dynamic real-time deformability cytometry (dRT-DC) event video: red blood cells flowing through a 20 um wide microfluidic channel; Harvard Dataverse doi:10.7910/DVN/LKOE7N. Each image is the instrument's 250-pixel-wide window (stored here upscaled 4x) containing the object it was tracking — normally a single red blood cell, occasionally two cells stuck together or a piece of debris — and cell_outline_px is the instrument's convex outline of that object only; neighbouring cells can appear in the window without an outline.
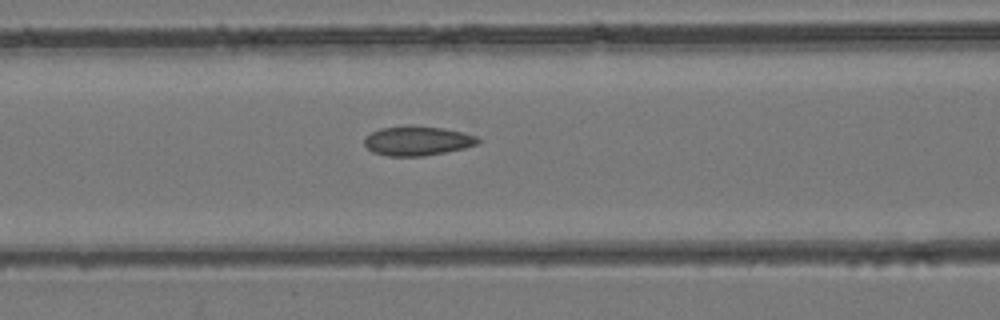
{"species": "common noctule bat (a hibernating species)", "species_latin": "Nyctalus noctula", "temperature_condition": "room temperature", "stored_images_in_passage": 29, "camera_frame_rate_fps": 3000, "um_per_image_px": 0.085, "animal": {"sex": "female", "body_mass_g": 24.6, "forearm_length_mm": 56.2}, "frame": {"image": 1, "passage_image": 7, "time_ms": 2.0, "image_size_px": [1000, 320], "cell_outline_px": [[480, 140], [476, 144], [464, 148], [424, 156], [388, 156], [372, 152], [364, 144], [364, 136], [380, 128], [408, 124], [412, 124], [444, 128], [464, 132], [476, 136]], "centroid_in_image_um": [35.44, 11.95], "position_along_channel_um": 131.2, "area_um2": 19.77}}
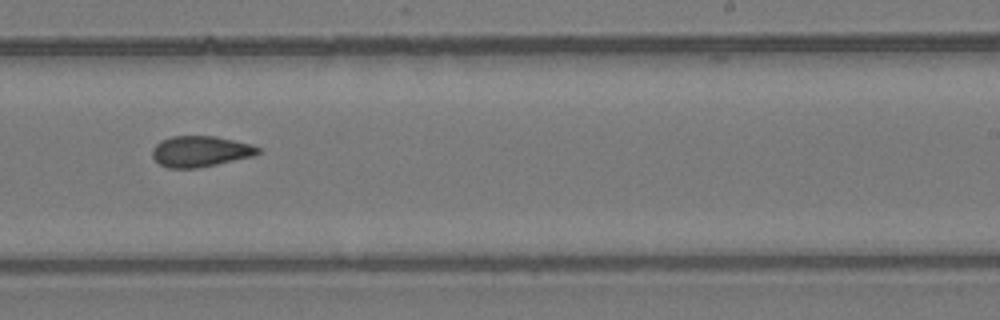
{"frame": {"image": 2, "passage_image": 16, "time_ms": 5.0, "image_size_px": [1000, 320], "cell_outline_px": [[260, 152], [252, 156], [200, 168], [168, 168], [160, 164], [152, 156], [152, 148], [160, 140], [172, 136], [216, 136], [252, 144], [260, 148]], "centroid_in_image_um": [17.02, 12.86], "position_along_channel_um": 272.0, "area_um2": 19.07}}
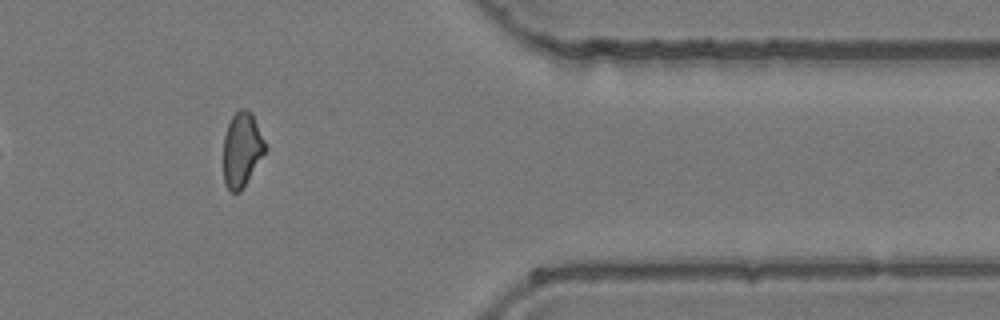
{"frame": {"image": 3, "passage_image": 25, "time_ms": 8.0, "image_size_px": [1000, 320], "cell_outline_px": [[268, 148], [240, 192], [232, 192], [224, 184], [224, 136], [228, 124], [232, 116], [240, 108], [244, 108], [252, 112]], "centroid_in_image_um": [20.57, 12.69], "position_along_channel_um": 390.8, "area_um2": 18.15}}